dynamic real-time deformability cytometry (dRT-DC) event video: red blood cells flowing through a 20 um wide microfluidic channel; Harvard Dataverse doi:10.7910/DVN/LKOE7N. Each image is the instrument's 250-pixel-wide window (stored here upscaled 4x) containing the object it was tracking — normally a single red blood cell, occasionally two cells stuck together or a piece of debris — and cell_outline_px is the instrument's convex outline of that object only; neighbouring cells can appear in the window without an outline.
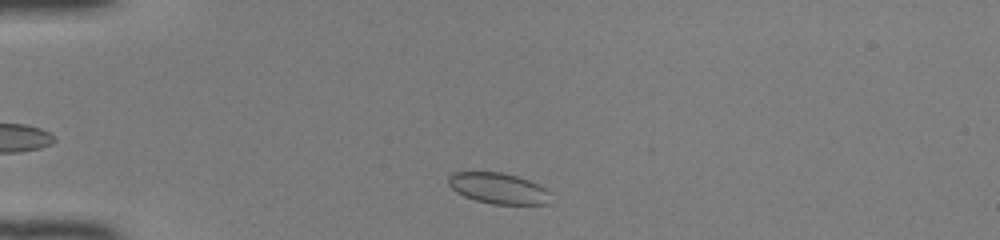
{"species": "common noctule bat (a hibernating species)", "species_latin": "Nyctalus noctula", "temperature_condition": "room temperature", "stored_images_in_passage": 33, "camera_frame_rate_fps": 3000, "um_per_image_px": 0.085, "animal": {"sex": "female", "body_mass_g": 22.0, "forearm_length_mm": 56.7}, "frame": {"image": 1, "passage_image": 2, "time_ms": 0.333, "image_size_px": [1000, 240], "cell_outline_px": [[548, 204], [492, 204], [476, 200], [464, 196], [456, 192], [448, 184], [448, 176], [452, 172], [500, 172], [516, 176], [528, 180], [544, 188], [548, 192]], "centroid_in_image_um": [42.29, 16.0], "position_along_channel_um": 42.7, "area_um2": 18.15}}
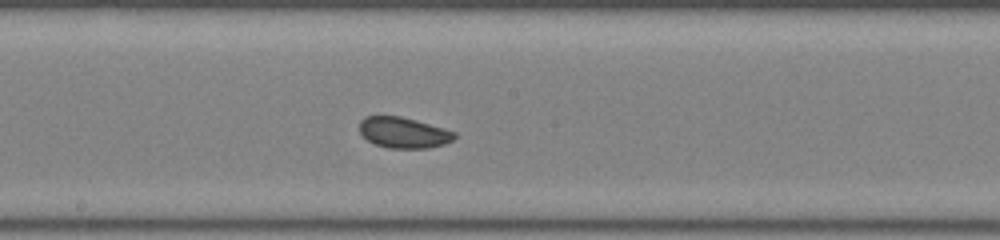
{"frame": {"image": 2, "passage_image": 17, "time_ms": 5.333, "image_size_px": [1000, 240], "cell_outline_px": [[456, 136], [452, 140], [444, 144], [428, 148], [388, 148], [376, 144], [368, 140], [360, 132], [360, 120], [364, 116], [400, 116], [416, 120], [444, 128], [456, 132]], "centroid_in_image_um": [34.31, 11.27], "position_along_channel_um": 213.9, "area_um2": 16.99}}
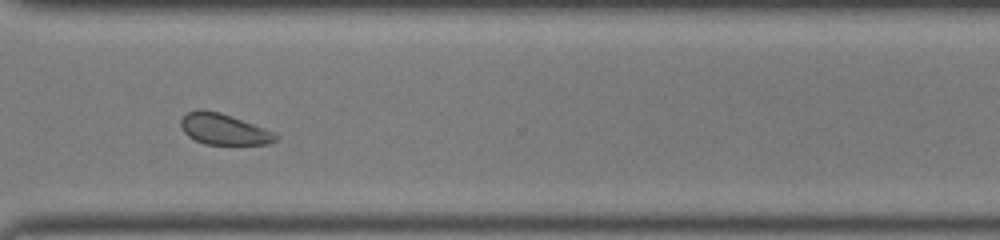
{"frame": {"image": 3, "passage_image": 27, "time_ms": 8.667, "image_size_px": [1000, 240], "cell_outline_px": [[280, 136], [276, 140], [268, 144], [204, 144], [188, 136], [184, 132], [180, 124], [180, 120], [188, 112], [196, 108], [204, 108], [220, 112], [232, 116], [276, 132]], "centroid_in_image_um": [19.03, 10.96], "position_along_channel_um": 351.6, "area_um2": 17.34}, "authors_computed_cell_mechanics": {"area_um2": 17.3978, "velocity_mm_per_s": 4.1059, "shape_relaxation_time_tau1_ms": 4.1402, "shape_relaxation_time_tau2_ms": 4.1685, "deformation_change_tau1": 0.0775, "deformation_change_tau2": 0.043}}